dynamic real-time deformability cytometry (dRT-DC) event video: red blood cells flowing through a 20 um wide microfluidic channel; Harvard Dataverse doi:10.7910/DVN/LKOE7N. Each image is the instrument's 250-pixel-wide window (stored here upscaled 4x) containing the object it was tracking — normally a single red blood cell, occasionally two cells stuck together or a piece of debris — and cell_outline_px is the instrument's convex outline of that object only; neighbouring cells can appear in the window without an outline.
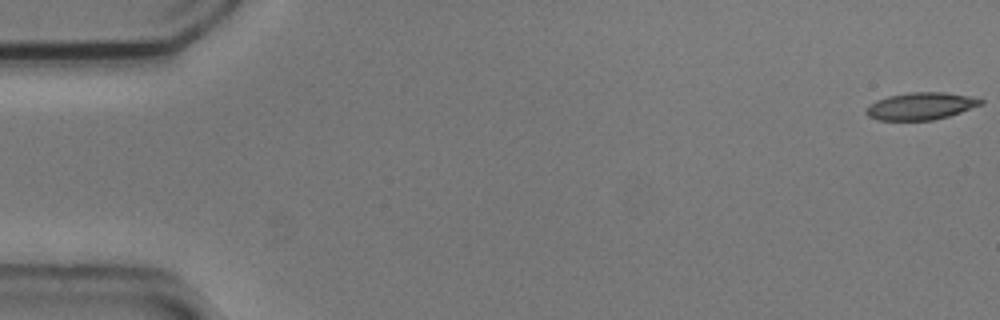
{"species": "common noctule bat (a hibernating species)", "species_latin": "Nyctalus noctula", "temperature_condition": "cold", "stored_images_in_passage": 6, "camera_frame_rate_fps": 3000, "um_per_image_px": 0.085, "animal": {"sex": "male", "body_mass_g": 20.5, "forearm_length_mm": 52.5}, "frame": {"image": 1, "passage_image": 1, "time_ms": 0.0, "image_size_px": [1000, 320], "cell_outline_px": [[984, 104], [948, 116], [932, 120], [880, 120], [868, 116], [864, 112], [876, 100], [888, 96], [908, 92], [944, 92], [968, 96], [984, 100]], "centroid_in_image_um": [78.28, 9.01], "position_along_channel_um": 6.7, "area_um2": 18.03}}
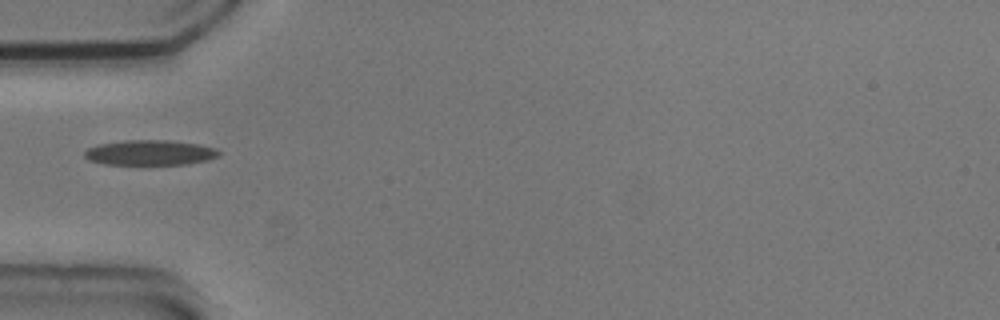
{"frame": {"image": 2, "passage_image": 5, "time_ms": 1.333, "image_size_px": [1000, 320], "cell_outline_px": [[220, 156], [208, 160], [188, 164], [104, 164], [88, 160], [84, 156], [84, 152], [88, 148], [100, 144], [124, 140], [168, 140], [200, 144], [216, 148], [220, 152]], "centroid_in_image_um": [12.78, 12.97], "position_along_channel_um": 72.2, "area_um2": 19.77}}